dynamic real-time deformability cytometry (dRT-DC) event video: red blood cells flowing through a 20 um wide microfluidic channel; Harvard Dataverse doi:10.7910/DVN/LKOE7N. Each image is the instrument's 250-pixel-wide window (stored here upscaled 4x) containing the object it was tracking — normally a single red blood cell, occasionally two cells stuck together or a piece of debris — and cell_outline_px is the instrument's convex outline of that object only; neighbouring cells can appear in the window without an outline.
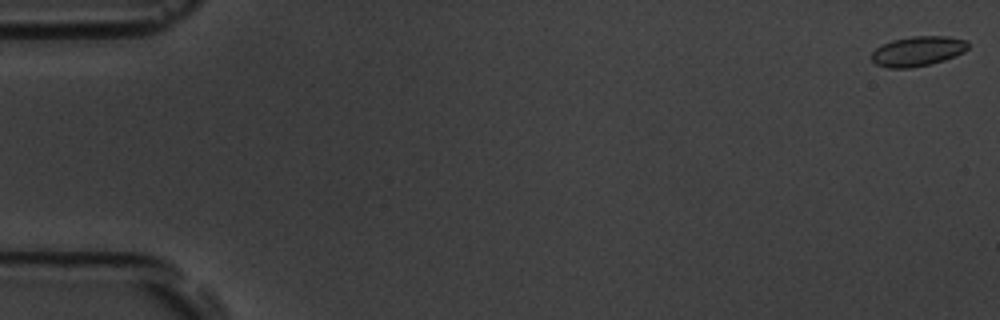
{"species": "common noctule bat (a hibernating species)", "species_latin": "Nyctalus noctula", "temperature_condition": "room temperature", "stored_images_in_passage": 5, "camera_frame_rate_fps": 3000, "um_per_image_px": 0.085, "animal": {"sex": "male", "body_mass_g": 19.5, "forearm_length_mm": 54.6}, "frame": {"image": 1, "passage_image": 1, "time_ms": 0.0, "image_size_px": [1000, 320], "cell_outline_px": [[968, 48], [964, 52], [944, 60], [912, 68], [888, 68], [876, 64], [872, 60], [872, 52], [876, 48], [892, 40], [912, 36], [948, 36], [968, 40]], "centroid_in_image_um": [78.02, 4.34], "position_along_channel_um": 7.0, "area_um2": 16.76}}
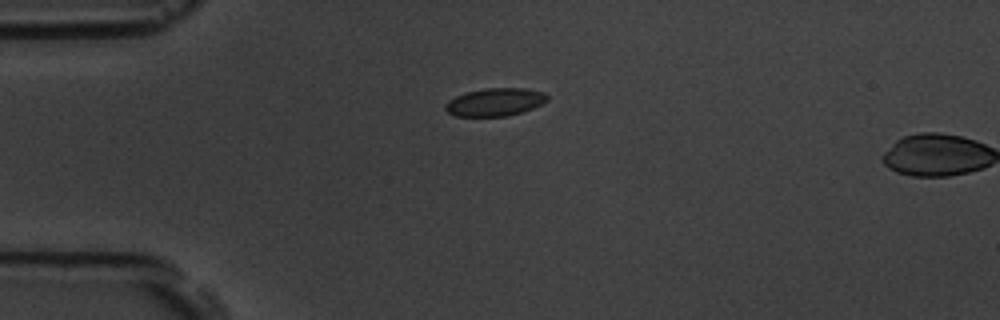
{"frame": {"image": 2, "passage_image": 4, "time_ms": 1.0, "image_size_px": [1000, 320], "cell_outline_px": [[548, 100], [532, 108], [508, 116], [456, 116], [448, 112], [444, 108], [444, 104], [448, 100], [456, 96], [468, 92], [488, 88], [528, 88], [544, 92], [548, 96]], "centroid_in_image_um": [42.08, 8.67], "position_along_channel_um": 42.9, "area_um2": 16.47}}